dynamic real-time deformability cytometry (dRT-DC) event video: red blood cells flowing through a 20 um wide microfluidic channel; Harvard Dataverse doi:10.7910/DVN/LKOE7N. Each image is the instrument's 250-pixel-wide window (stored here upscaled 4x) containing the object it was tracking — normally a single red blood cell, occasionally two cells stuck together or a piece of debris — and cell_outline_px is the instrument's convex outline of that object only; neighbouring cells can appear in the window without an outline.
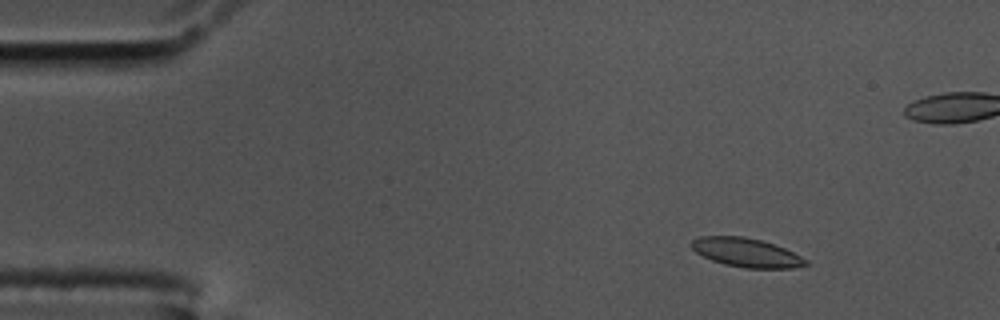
{"species": "common noctule bat (a hibernating species)", "species_latin": "Nyctalus noctula", "temperature_condition": "cold", "stored_images_in_passage": 60, "camera_frame_rate_fps": 3000, "um_per_image_px": 0.085, "animal": {"sex": "male", "body_mass_g": 17.5, "forearm_length_mm": 52.3}, "frame": {"image": 1, "passage_image": 8, "time_ms": 2.333, "image_size_px": [1000, 320], "cell_outline_px": [[808, 264], [792, 268], [744, 268], [724, 264], [712, 260], [696, 252], [688, 244], [692, 240], [700, 236], [744, 236], [760, 240], [784, 248], [808, 260]], "centroid_in_image_um": [63.4, 21.46], "position_along_channel_um": 21.6, "area_um2": 19.13}}
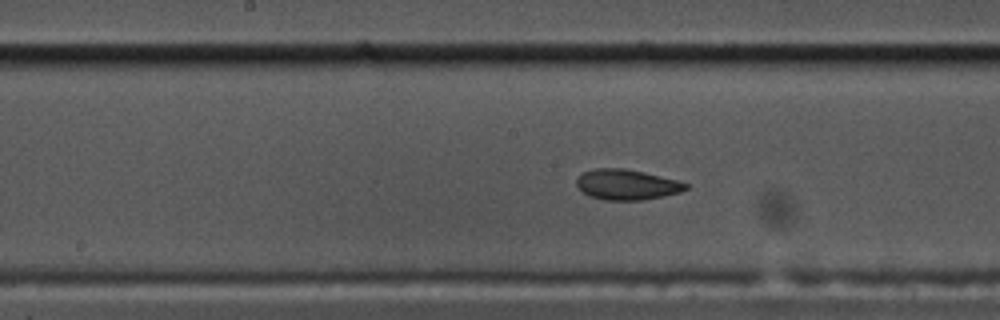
{"frame": {"image": 2, "passage_image": 30, "time_ms": 9.667, "image_size_px": [1000, 320], "cell_outline_px": [[688, 188], [680, 192], [664, 196], [644, 200], [604, 200], [588, 196], [576, 184], [576, 180], [584, 172], [596, 168], [624, 168], [644, 172], [680, 180], [688, 184]], "centroid_in_image_um": [53.31, 15.69], "position_along_channel_um": 194.9, "area_um2": 19.42}}
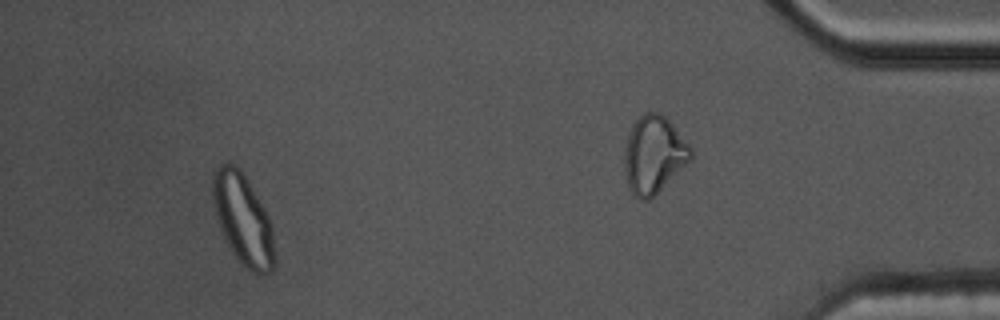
{"frame": {"image": 3, "passage_image": 55, "time_ms": 18.0, "image_size_px": [1000, 320], "cell_outline_px": [[276, 264], [272, 272], [264, 276], [256, 276], [232, 252], [220, 228], [212, 196], [212, 180], [216, 168], [220, 164], [232, 164], [240, 168], [244, 172], [264, 208], [272, 224], [276, 260]], "centroid_in_image_um": [20.7, 18.68], "position_along_channel_um": 414.5, "area_um2": 32.89}, "authors_computed_cell_mechanics": {"area_um2": 19.7098, "velocity_mm_per_s": 3.4374, "shape_relaxation_time_tau1_ms": null, "shape_relaxation_time_tau2_ms": 1.8391, "deformation_change_tau1": null, "deformation_change_tau2": 0.0495}}